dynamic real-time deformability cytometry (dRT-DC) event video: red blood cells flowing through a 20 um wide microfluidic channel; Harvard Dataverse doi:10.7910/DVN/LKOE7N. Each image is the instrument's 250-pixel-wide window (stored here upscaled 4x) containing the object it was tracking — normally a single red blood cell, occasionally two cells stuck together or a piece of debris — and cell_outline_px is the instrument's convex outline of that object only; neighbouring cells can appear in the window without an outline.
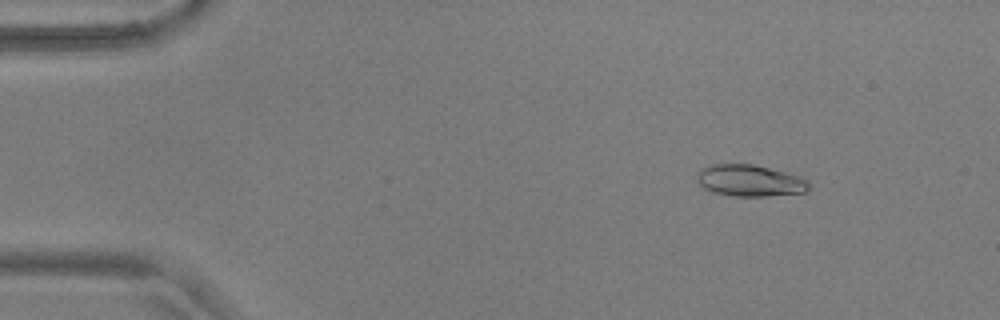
{"species": "common noctule bat (a hibernating species)", "species_latin": "Nyctalus noctula", "temperature_condition": "warm", "stored_images_in_passage": 16, "camera_frame_rate_fps": 3000, "um_per_image_px": 0.085, "animal": {"sex": "male", "body_mass_g": 17.9, "forearm_length_mm": 54.2}, "frame": {"image": 1, "passage_image": 7, "time_ms": 2.0, "image_size_px": [1000, 320], "cell_outline_px": [[808, 188], [804, 192], [768, 196], [732, 196], [712, 192], [704, 188], [696, 180], [696, 176], [700, 168], [712, 164], [752, 164], [800, 176], [808, 180]], "centroid_in_image_um": [63.69, 15.35], "position_along_channel_um": 21.3, "area_um2": 20.58}}